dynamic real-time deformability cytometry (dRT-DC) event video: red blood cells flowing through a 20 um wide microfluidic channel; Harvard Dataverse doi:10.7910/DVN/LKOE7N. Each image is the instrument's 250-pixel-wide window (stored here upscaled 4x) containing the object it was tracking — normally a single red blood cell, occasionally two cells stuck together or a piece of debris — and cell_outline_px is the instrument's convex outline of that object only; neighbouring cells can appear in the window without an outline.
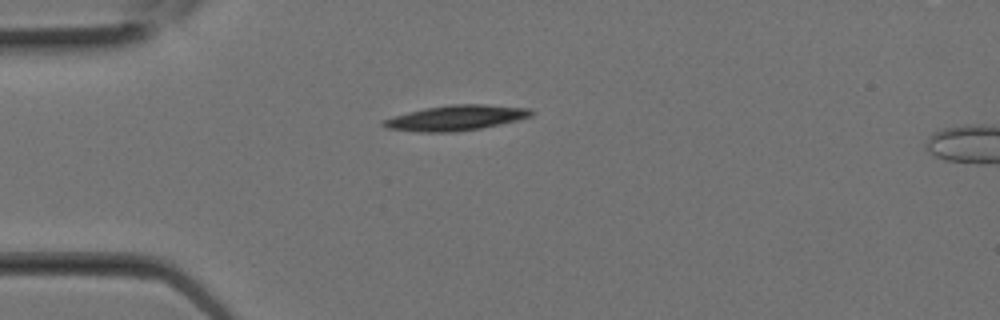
{"species": "Egyptian fruit bat (a non-hibernating species)", "species_latin": "Rousettus aegyptiacus", "temperature_condition": "room temperature", "stored_images_in_passage": 3, "camera_frame_rate_fps": 3000, "um_per_image_px": 0.085, "animal": {"sex": "female"}, "frame": {"image": 1, "passage_image": 1, "time_ms": 0.0, "image_size_px": [1000, 320], "cell_outline_px": [[536, 112], [532, 116], [500, 124], [480, 128], [456, 132], [416, 132], [384, 128], [380, 124], [380, 120], [408, 112], [428, 108], [452, 104], [484, 104], [532, 108]], "centroid_in_image_um": [38.75, 10.02], "position_along_channel_um": 46.3, "area_um2": 21.91}}